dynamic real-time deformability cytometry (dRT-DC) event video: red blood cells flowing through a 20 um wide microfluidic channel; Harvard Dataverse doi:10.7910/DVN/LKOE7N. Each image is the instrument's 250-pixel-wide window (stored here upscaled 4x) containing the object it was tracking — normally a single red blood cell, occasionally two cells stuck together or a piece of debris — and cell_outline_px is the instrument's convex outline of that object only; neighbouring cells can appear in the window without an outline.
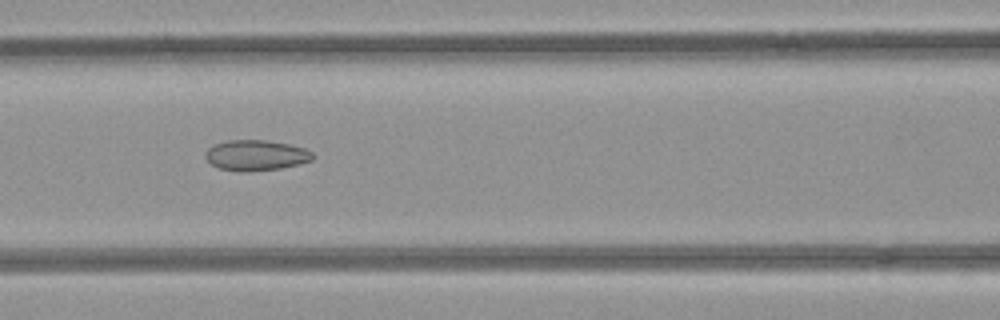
{"species": "common noctule bat (a hibernating species)", "species_latin": "Nyctalus noctula", "temperature_condition": "room temperature", "stored_images_in_passage": 5, "camera_frame_rate_fps": 3000, "um_per_image_px": 0.085, "animal": {"sex": "female", "body_mass_g": 21.9}, "frame": {"image": 1, "passage_image": 3, "time_ms": 0.667, "image_size_px": [1000, 320], "cell_outline_px": [[312, 160], [300, 164], [280, 168], [248, 172], [236, 172], [220, 168], [212, 164], [204, 156], [208, 148], [216, 144], [228, 140], [264, 140], [288, 144], [304, 148], [312, 152]], "centroid_in_image_um": [21.74, 13.21], "position_along_channel_um": 144.9, "area_um2": 19.02}}
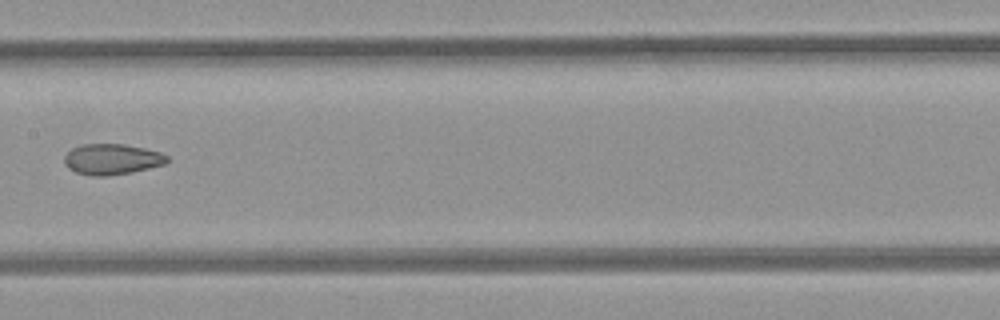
{"frame": {"image": 2, "passage_image": 4, "time_ms": 1.0, "image_size_px": [1000, 320], "cell_outline_px": [[168, 160], [164, 164], [132, 172], [104, 176], [92, 176], [76, 172], [68, 168], [64, 164], [64, 156], [72, 148], [84, 144], [124, 144], [144, 148], [160, 152], [168, 156]], "centroid_in_image_um": [9.49, 13.53], "position_along_channel_um": 197.9, "area_um2": 18.32}}
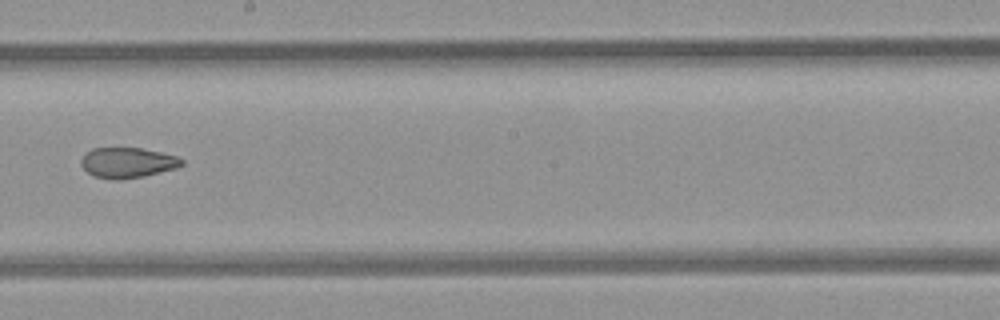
{"frame": {"image": 3, "passage_image": 5, "time_ms": 1.333, "image_size_px": [1000, 320], "cell_outline_px": [[184, 164], [176, 168], [144, 176], [120, 180], [112, 180], [92, 176], [80, 164], [80, 160], [92, 148], [140, 148], [160, 152], [176, 156], [184, 160]], "centroid_in_image_um": [10.83, 13.84], "position_along_channel_um": 237.4, "area_um2": 17.8}}